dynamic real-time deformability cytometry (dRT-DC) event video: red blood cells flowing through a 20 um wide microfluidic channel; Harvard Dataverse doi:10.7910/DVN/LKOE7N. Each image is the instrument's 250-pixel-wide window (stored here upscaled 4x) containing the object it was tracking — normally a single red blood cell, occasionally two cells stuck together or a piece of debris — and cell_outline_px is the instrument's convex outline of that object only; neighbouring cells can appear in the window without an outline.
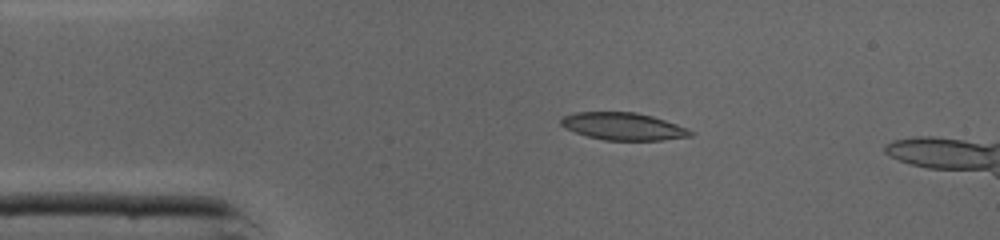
{"species": "common noctule bat (a hibernating species)", "species_latin": "Nyctalus noctula", "temperature_condition": "cold", "stored_images_in_passage": 11, "camera_frame_rate_fps": 3000, "um_per_image_px": 0.085, "animal": {"sex": "male", "body_mass_g": 19.0, "forearm_length_mm": 50.8}, "frame": {"image": 1, "passage_image": 7, "time_ms": 2.0, "image_size_px": [1000, 240], "cell_outline_px": [[692, 136], [660, 140], [604, 140], [588, 136], [564, 128], [560, 124], [560, 120], [564, 116], [576, 112], [636, 112], [652, 116], [676, 124], [692, 132]], "centroid_in_image_um": [52.93, 10.74], "position_along_channel_um": 32.1, "area_um2": 20.4}}